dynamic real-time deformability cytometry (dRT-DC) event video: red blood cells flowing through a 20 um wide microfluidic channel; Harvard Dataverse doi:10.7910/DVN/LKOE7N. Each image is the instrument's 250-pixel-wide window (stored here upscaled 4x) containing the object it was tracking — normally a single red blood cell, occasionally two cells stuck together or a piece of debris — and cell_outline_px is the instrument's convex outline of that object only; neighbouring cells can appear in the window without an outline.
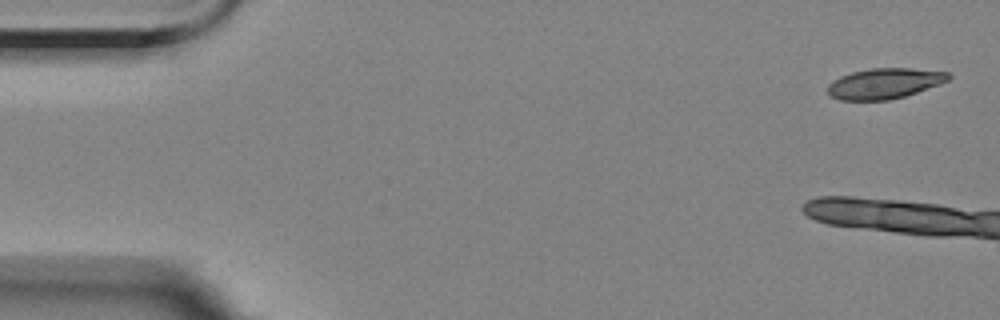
{"species": "Egyptian fruit bat (a non-hibernating species)", "species_latin": "Rousettus aegyptiacus", "temperature_condition": "room temperature", "stored_images_in_passage": 7, "camera_frame_rate_fps": 3000, "um_per_image_px": 0.085, "animal": {"sex": "female"}, "frame": {"image": 1, "passage_image": 1, "time_ms": 0.0, "image_size_px": [1000, 320], "cell_outline_px": [[952, 76], [948, 80], [940, 84], [904, 96], [888, 100], [840, 100], [828, 96], [828, 84], [832, 80], [840, 76], [852, 72], [872, 68], [912, 68], [948, 72]], "centroid_in_image_um": [75.15, 7.09], "position_along_channel_um": 9.8, "area_um2": 21.5}}
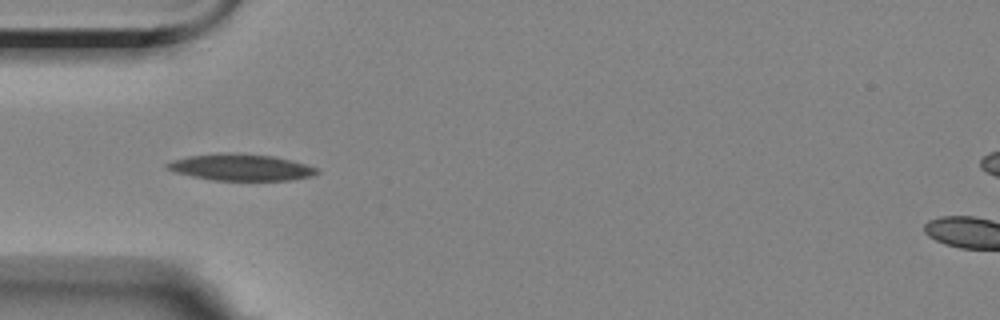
{"frame": {"image": 2, "passage_image": 6, "time_ms": 7.0, "image_size_px": [1000, 320], "cell_outline_px": [[320, 172], [312, 176], [288, 180], [212, 180], [192, 176], [176, 172], [164, 168], [164, 164], [172, 160], [188, 156], [220, 152], [236, 152], [272, 156], [292, 160], [316, 168]], "centroid_in_image_um": [20.42, 14.21], "position_along_channel_um": 64.6, "area_um2": 23.29}}
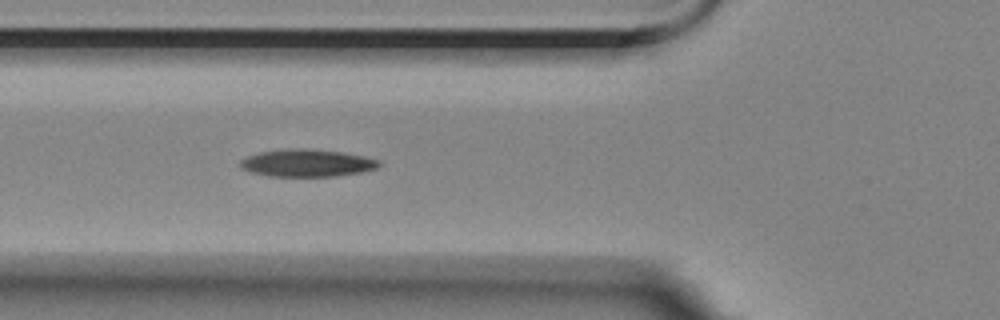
{"frame": {"image": 3, "passage_image": 7, "time_ms": 8.0, "image_size_px": [1000, 320], "cell_outline_px": [[380, 164], [376, 168], [360, 172], [332, 176], [268, 176], [252, 172], [240, 168], [240, 160], [248, 156], [260, 152], [284, 148], [308, 148], [340, 152], [364, 156], [380, 160]], "centroid_in_image_um": [26.06, 13.84], "position_along_channel_um": 99.7, "area_um2": 22.08}}